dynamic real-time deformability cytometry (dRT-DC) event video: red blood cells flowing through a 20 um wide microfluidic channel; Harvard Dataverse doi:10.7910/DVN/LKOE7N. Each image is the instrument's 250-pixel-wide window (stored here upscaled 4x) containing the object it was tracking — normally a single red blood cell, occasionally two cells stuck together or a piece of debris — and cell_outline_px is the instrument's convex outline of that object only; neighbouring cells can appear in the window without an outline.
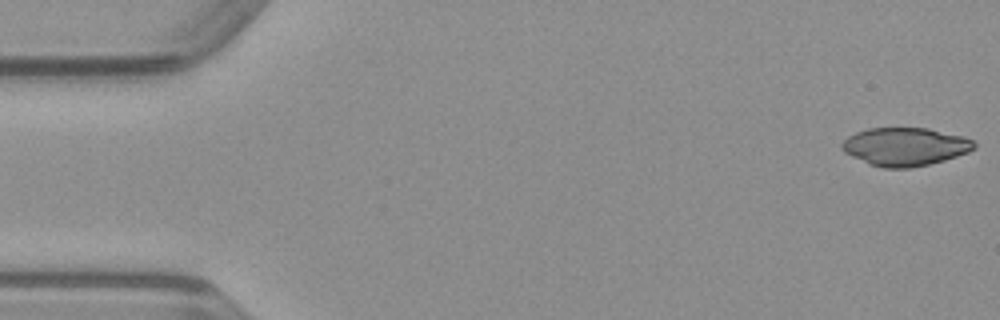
{"species": "common noctule bat (a hibernating species)", "species_latin": "Nyctalus noctula", "temperature_condition": "warm", "stored_images_in_passage": 49, "camera_frame_rate_fps": 3000, "um_per_image_px": 0.085, "animal": {"sex": "male", "body_mass_g": 23.1, "forearm_length_mm": 52.7}, "frame": {"image": 1, "passage_image": 1, "time_ms": 0.0, "image_size_px": [1000, 320], "cell_outline_px": [[976, 148], [968, 152], [944, 160], [928, 164], [908, 168], [884, 168], [868, 164], [844, 152], [840, 148], [840, 144], [848, 136], [856, 132], [868, 128], [928, 128], [964, 136], [972, 140], [976, 144]], "centroid_in_image_um": [76.92, 12.46], "position_along_channel_um": 8.1, "area_um2": 29.48}}